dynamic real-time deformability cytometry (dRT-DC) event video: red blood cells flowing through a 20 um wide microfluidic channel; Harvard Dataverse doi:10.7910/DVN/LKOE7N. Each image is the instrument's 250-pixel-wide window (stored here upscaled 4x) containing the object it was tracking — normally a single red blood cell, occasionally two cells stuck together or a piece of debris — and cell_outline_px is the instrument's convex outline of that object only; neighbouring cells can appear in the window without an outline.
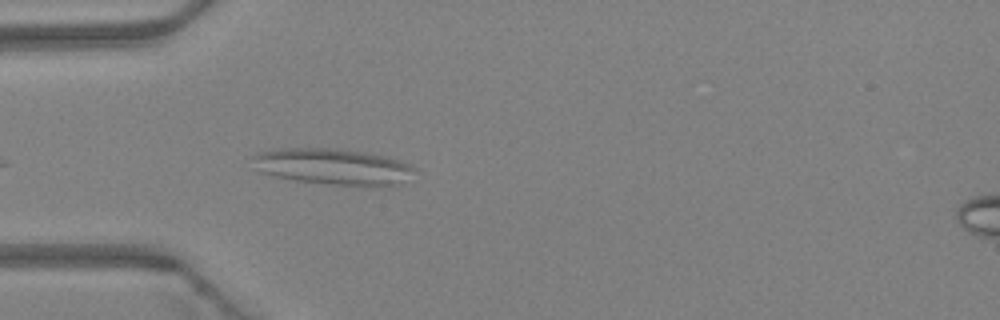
{"species": "Egyptian fruit bat (a non-hibernating species)", "species_latin": "Rousettus aegyptiacus", "temperature_condition": "warm", "stored_images_in_passage": 20, "camera_frame_rate_fps": 3000, "um_per_image_px": 0.085, "animal": {"sex": "female"}, "frame": {"image": 1, "passage_image": 4, "time_ms": 1.0, "image_size_px": [1000, 320], "cell_outline_px": [[416, 168], [400, 184], [332, 184], [296, 180], [276, 176], [260, 172], [252, 168], [248, 156], [256, 152], [280, 148], [336, 148], [384, 156], [400, 160]], "centroid_in_image_um": [28.12, 14.12], "position_along_channel_um": 56.9, "area_um2": 33.7}}
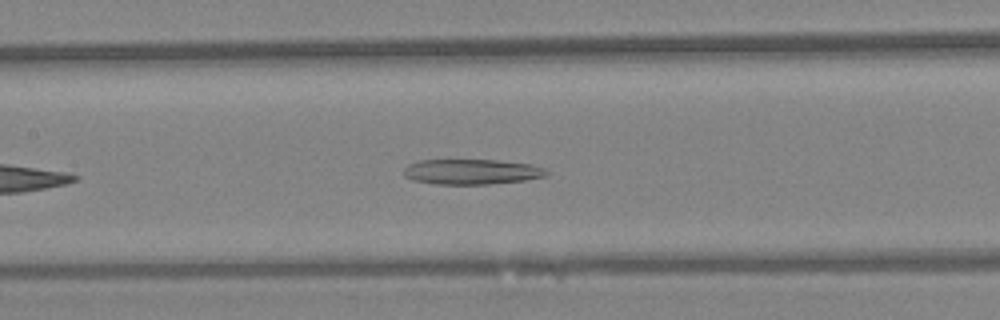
{"frame": {"image": 2, "passage_image": 12, "time_ms": 3.667, "image_size_px": [1000, 320], "cell_outline_px": [[548, 172], [544, 176], [524, 180], [488, 184], [432, 184], [412, 180], [404, 176], [404, 168], [408, 164], [420, 160], [496, 160], [532, 164], [544, 168]], "centroid_in_image_um": [40.05, 14.6], "position_along_channel_um": 167.4, "area_um2": 20.98}}
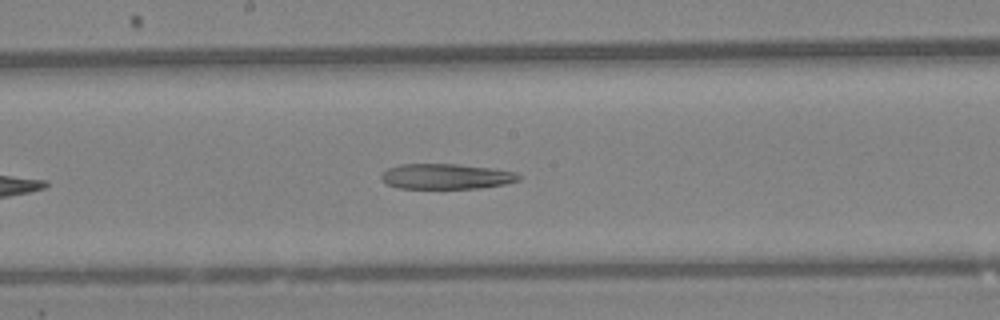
{"frame": {"image": 3, "passage_image": 15, "time_ms": 4.667, "image_size_px": [1000, 320], "cell_outline_px": [[520, 180], [504, 184], [480, 188], [396, 188], [384, 184], [380, 180], [380, 176], [388, 168], [400, 164], [456, 164], [492, 168], [516, 172], [520, 176]], "centroid_in_image_um": [37.88, 15.0], "position_along_channel_um": 210.3, "area_um2": 20.4}}